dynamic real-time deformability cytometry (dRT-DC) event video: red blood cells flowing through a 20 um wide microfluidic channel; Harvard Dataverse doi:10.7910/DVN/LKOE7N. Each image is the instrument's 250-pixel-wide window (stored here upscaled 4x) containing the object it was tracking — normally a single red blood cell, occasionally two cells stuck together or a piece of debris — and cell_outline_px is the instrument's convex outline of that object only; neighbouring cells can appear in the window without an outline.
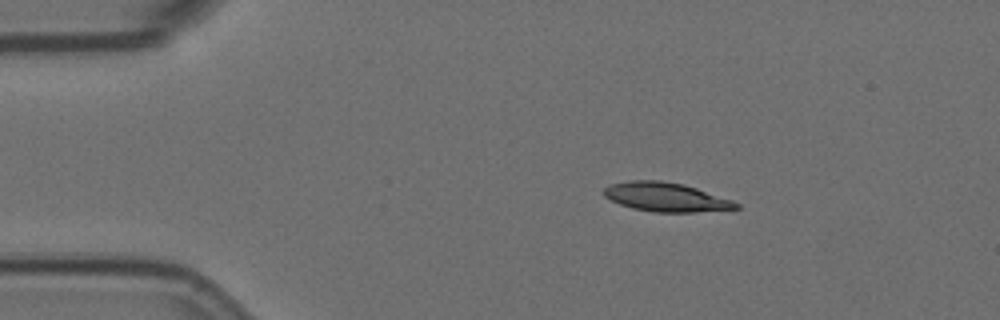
{"species": "Egyptian fruit bat (a non-hibernating species)", "species_latin": "Rousettus aegyptiacus", "temperature_condition": "room temperature", "stored_images_in_passage": 4, "camera_frame_rate_fps": 3000, "um_per_image_px": 0.085, "animal": {"sex": "female"}, "frame": {"image": 1, "passage_image": 2, "time_ms": 0.333, "image_size_px": [1000, 320], "cell_outline_px": [[740, 208], [692, 212], [652, 212], [632, 208], [620, 204], [604, 196], [604, 188], [612, 184], [628, 180], [660, 180], [684, 184], [732, 200], [740, 204]], "centroid_in_image_um": [56.59, 16.75], "position_along_channel_um": 28.4, "area_um2": 22.2}}
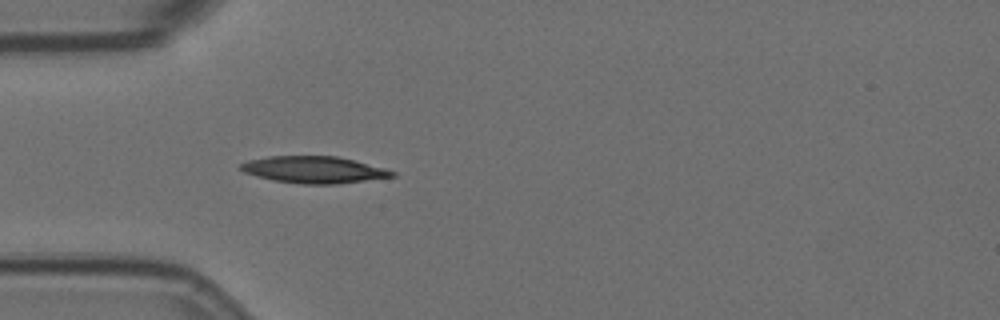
{"frame": {"image": 2, "passage_image": 4, "time_ms": 1.0, "image_size_px": [1000, 320], "cell_outline_px": [[396, 176], [336, 184], [300, 184], [272, 180], [256, 176], [244, 172], [236, 168], [240, 164], [248, 160], [268, 156], [336, 156], [384, 168], [396, 172]], "centroid_in_image_um": [26.62, 14.43], "position_along_channel_um": 58.4, "area_um2": 23.64}}